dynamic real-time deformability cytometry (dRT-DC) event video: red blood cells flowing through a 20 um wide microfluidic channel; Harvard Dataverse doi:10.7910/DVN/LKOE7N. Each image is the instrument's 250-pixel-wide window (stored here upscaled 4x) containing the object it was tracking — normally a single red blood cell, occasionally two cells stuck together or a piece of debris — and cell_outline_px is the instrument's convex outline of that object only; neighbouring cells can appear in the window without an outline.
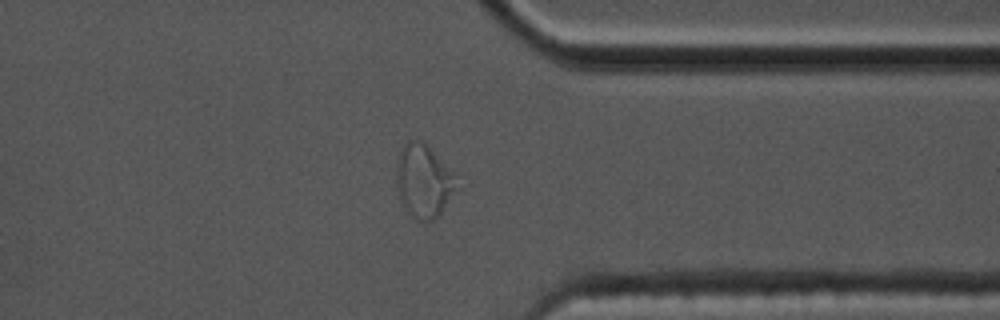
{"species": "common noctule bat (a hibernating species)", "species_latin": "Nyctalus noctula", "temperature_condition": "cold", "stored_images_in_passage": 54, "segment_of_instrument_passage": [2, 2], "camera_frame_rate_fps": 3000, "um_per_image_px": 0.085, "animal": {"sex": "male", "body_mass_g": 17.5, "forearm_length_mm": 52.3}, "frame": {"image": 1, "passage_image": 42, "time_ms": 13.667, "image_size_px": [1000, 320], "cell_outline_px": [[460, 188], [440, 212], [432, 220], [420, 220], [412, 216], [408, 212], [400, 196], [396, 184], [396, 172], [400, 152], [404, 144], [408, 140], [420, 140], [428, 144], [432, 148], [452, 176]], "centroid_in_image_um": [36.0, 15.37], "position_along_channel_um": 375.4, "area_um2": 24.97}}